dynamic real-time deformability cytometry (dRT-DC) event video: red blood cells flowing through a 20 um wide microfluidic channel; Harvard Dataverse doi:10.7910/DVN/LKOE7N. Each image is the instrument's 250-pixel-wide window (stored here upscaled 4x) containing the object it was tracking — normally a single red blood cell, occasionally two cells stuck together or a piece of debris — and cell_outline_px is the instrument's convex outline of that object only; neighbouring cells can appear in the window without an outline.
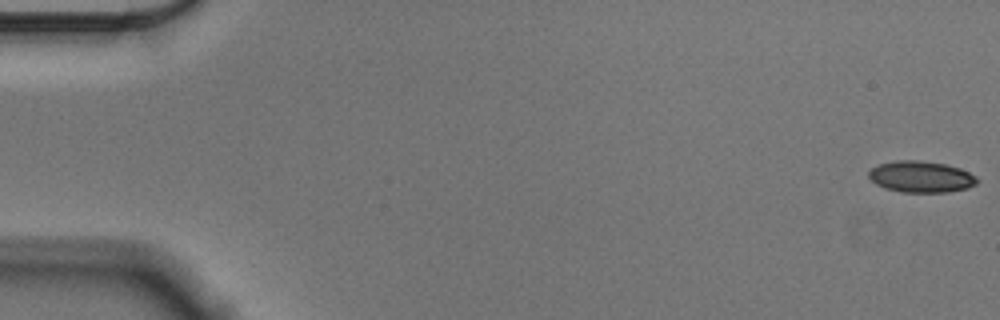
{"species": "Egyptian fruit bat (a non-hibernating species)", "species_latin": "Rousettus aegyptiacus", "temperature_condition": "cold", "stored_images_in_passage": 15, "camera_frame_rate_fps": 3000, "um_per_image_px": 0.085, "animal": {"sex": "male"}, "frame": {"image": 1, "passage_image": 1, "time_ms": 0.0, "image_size_px": [1000, 320], "cell_outline_px": [[980, 180], [976, 184], [968, 188], [948, 192], [900, 192], [884, 188], [876, 184], [868, 176], [868, 172], [872, 168], [880, 164], [896, 160], [920, 160], [944, 164], [960, 168], [976, 176]], "centroid_in_image_um": [78.3, 15.03], "position_along_channel_um": 6.7, "area_um2": 19.88}}
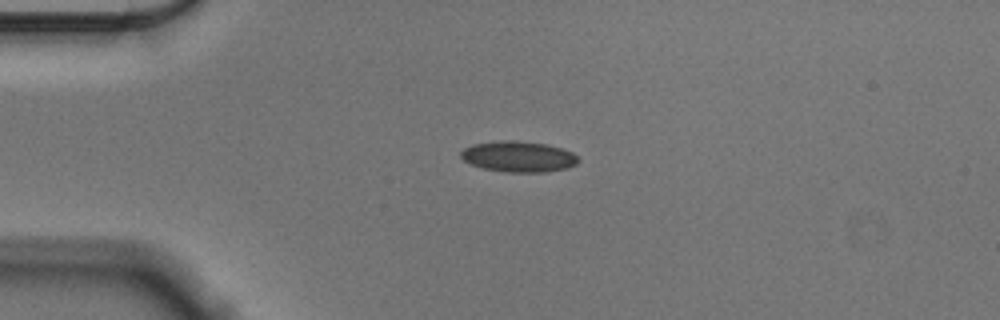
{"frame": {"image": 2, "passage_image": 14, "time_ms": 4.333, "image_size_px": [1000, 320], "cell_outline_px": [[580, 160], [576, 164], [568, 168], [544, 172], [508, 172], [484, 168], [472, 164], [464, 160], [460, 156], [460, 152], [464, 148], [472, 144], [500, 140], [512, 140], [548, 144], [572, 152]], "centroid_in_image_um": [44.07, 13.3], "position_along_channel_um": 40.9, "area_um2": 21.04}}